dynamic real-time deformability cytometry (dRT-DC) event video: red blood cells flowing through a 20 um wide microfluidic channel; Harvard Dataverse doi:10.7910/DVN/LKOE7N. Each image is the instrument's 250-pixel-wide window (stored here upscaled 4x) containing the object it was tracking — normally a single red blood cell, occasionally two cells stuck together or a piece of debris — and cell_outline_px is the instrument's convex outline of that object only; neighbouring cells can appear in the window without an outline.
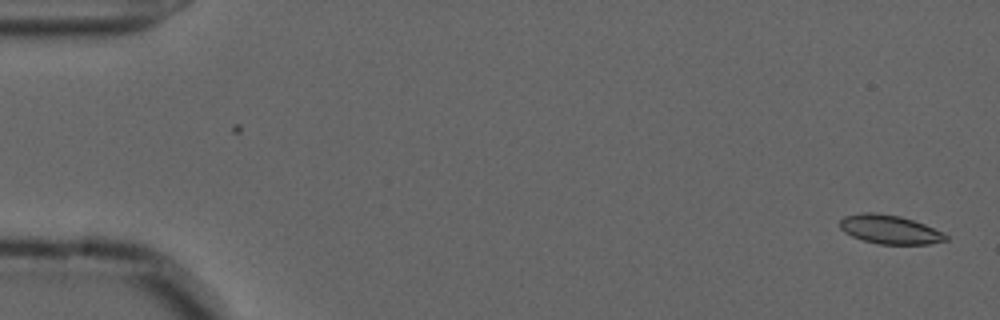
{"species": "common noctule bat (a hibernating species)", "species_latin": "Nyctalus noctula", "temperature_condition": "cold", "stored_images_in_passage": 55, "camera_frame_rate_fps": 3000, "um_per_image_px": 0.085, "animal": {"sex": "male", "forearm_length_mm": 52.5}, "frame": {"image": 1, "passage_image": 1, "time_ms": 0.0, "image_size_px": [1000, 320], "cell_outline_px": [[948, 240], [928, 244], [880, 244], [864, 240], [852, 236], [844, 232], [840, 228], [840, 220], [844, 216], [860, 212], [876, 212], [900, 216], [924, 224], [944, 232], [948, 236]], "centroid_in_image_um": [75.63, 19.49], "position_along_channel_um": 9.4, "area_um2": 17.86}}
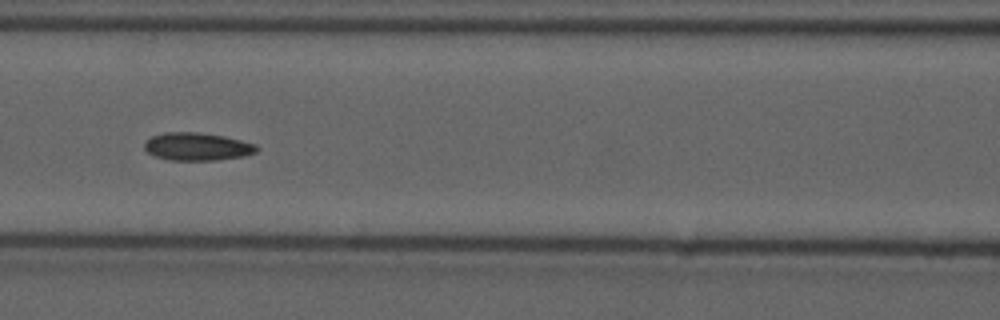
{"frame": {"image": 2, "passage_image": 24, "time_ms": 7.667, "image_size_px": [1000, 320], "cell_outline_px": [[260, 148], [256, 152], [244, 156], [216, 160], [168, 160], [152, 156], [144, 148], [144, 144], [152, 136], [164, 132], [196, 132], [224, 136], [256, 144]], "centroid_in_image_um": [16.76, 12.46], "position_along_channel_um": 149.8, "area_um2": 18.26}}
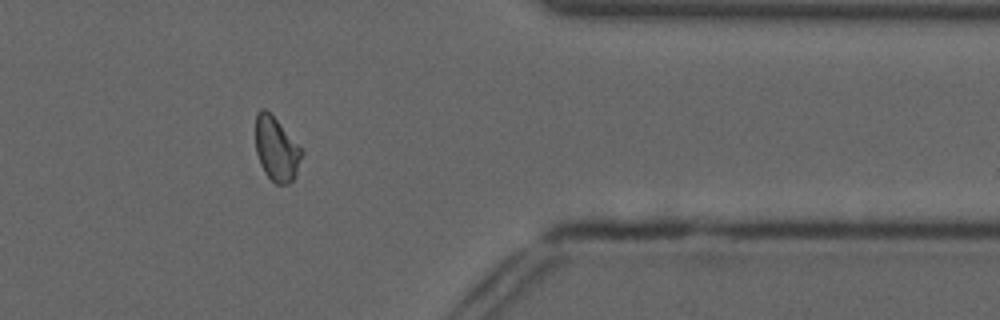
{"frame": {"image": 3, "passage_image": 45, "time_ms": 14.667, "image_size_px": [1000, 320], "cell_outline_px": [[304, 152], [296, 176], [288, 184], [276, 184], [264, 172], [260, 164], [256, 152], [256, 112], [260, 108], [264, 108], [276, 120]], "centroid_in_image_um": [23.49, 12.7], "position_along_channel_um": 387.9, "area_um2": 16.99}, "authors_computed_cell_mechanics": {"area_um2": 17.8602, "velocity_mm_per_s": 3.6584, "shape_relaxation_time_tau1_ms": 6.4236, "shape_relaxation_time_tau2_ms": 3.4082, "deformation_change_tau1": 0.1369, "deformation_change_tau2": 0.0868}}